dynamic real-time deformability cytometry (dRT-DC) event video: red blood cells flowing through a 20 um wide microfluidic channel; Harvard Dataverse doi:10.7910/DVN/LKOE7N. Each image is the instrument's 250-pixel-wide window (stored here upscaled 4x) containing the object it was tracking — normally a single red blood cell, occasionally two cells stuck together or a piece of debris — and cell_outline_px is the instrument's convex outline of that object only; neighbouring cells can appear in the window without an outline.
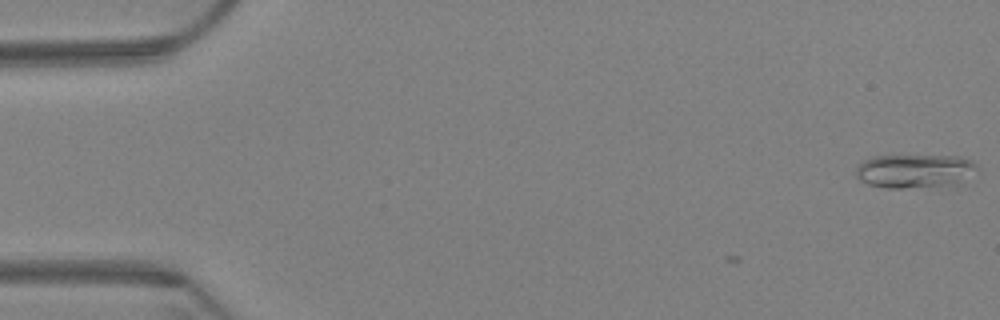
{"species": "Egyptian fruit bat (a non-hibernating species)", "species_latin": "Rousettus aegyptiacus", "temperature_condition": "warm", "stored_images_in_passage": 8, "camera_frame_rate_fps": 3000, "um_per_image_px": 0.085, "animal": {"sex": "female"}, "frame": {"image": 1, "passage_image": 1, "time_ms": 0.0, "image_size_px": [1000, 320], "cell_outline_px": [[980, 168], [956, 188], [888, 188], [868, 184], [860, 180], [856, 176], [856, 168], [864, 160], [872, 156], [960, 156], [972, 160]], "centroid_in_image_um": [77.87, 14.58], "position_along_channel_um": 7.1, "area_um2": 24.8}}